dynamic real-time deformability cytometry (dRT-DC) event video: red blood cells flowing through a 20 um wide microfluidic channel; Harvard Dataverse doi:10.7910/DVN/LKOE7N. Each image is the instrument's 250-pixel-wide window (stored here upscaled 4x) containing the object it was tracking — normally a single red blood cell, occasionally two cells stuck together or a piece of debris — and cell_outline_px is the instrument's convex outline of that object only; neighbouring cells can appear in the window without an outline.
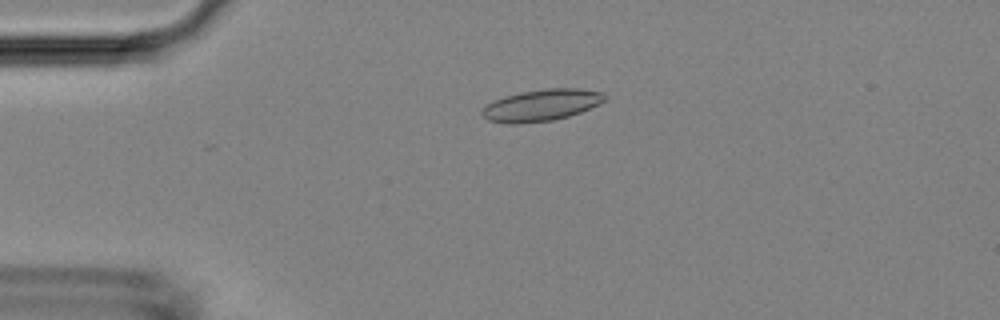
{"species": "Egyptian fruit bat (a non-hibernating species)", "species_latin": "Rousettus aegyptiacus", "temperature_condition": "room temperature", "stored_images_in_passage": 7, "camera_frame_rate_fps": 3000, "um_per_image_px": 0.085, "animal": {"sex": "female"}, "frame": {"image": 1, "passage_image": 4, "time_ms": 3.667, "image_size_px": [1000, 320], "cell_outline_px": [[604, 100], [580, 112], [568, 116], [552, 120], [516, 124], [504, 124], [488, 120], [480, 112], [492, 100], [504, 96], [520, 92], [544, 88], [580, 88], [604, 92]], "centroid_in_image_um": [45.97, 8.93], "position_along_channel_um": 39.0, "area_um2": 22.54}}
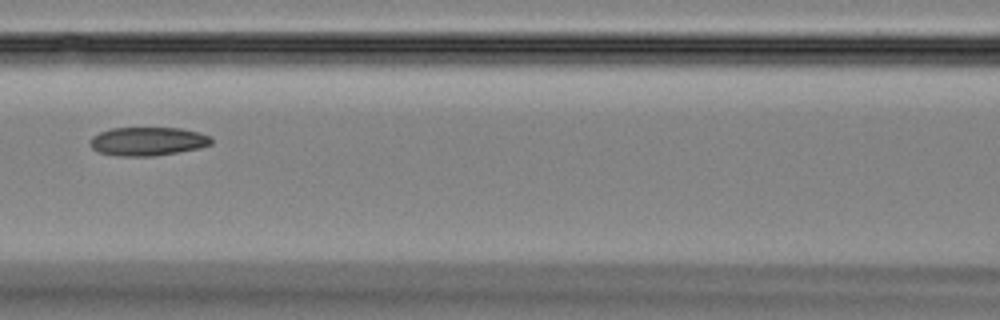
{"frame": {"image": 2, "passage_image": 7, "time_ms": 7.333, "image_size_px": [1000, 320], "cell_outline_px": [[212, 144], [200, 148], [156, 156], [116, 156], [100, 152], [92, 148], [88, 140], [92, 136], [100, 132], [112, 128], [180, 128], [200, 132], [212, 136]], "centroid_in_image_um": [12.58, 12.01], "position_along_channel_um": 154.0, "area_um2": 20.4}}